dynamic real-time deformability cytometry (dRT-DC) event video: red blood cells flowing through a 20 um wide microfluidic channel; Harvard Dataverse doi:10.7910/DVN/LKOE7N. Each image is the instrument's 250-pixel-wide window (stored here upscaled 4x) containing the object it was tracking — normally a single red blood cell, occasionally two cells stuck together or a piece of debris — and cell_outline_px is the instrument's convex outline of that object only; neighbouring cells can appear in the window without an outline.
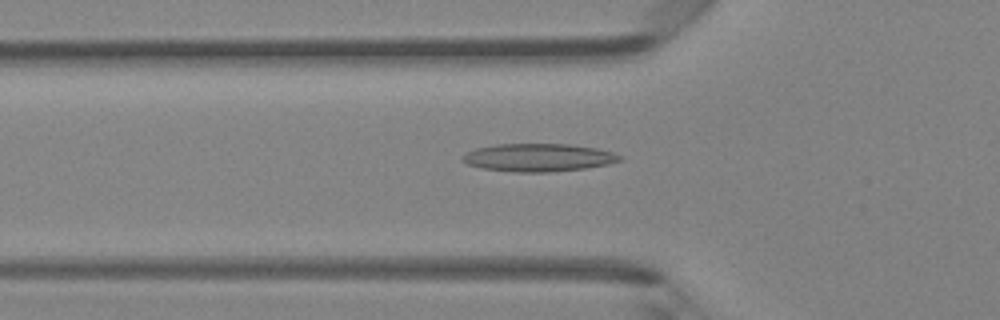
{"species": "Egyptian fruit bat (a non-hibernating species)", "species_latin": "Rousettus aegyptiacus", "temperature_condition": "room temperature", "stored_images_in_passage": 35, "camera_frame_rate_fps": 3000, "um_per_image_px": 0.085, "animal": {"sex": "female"}, "frame": {"image": 1, "passage_image": 9, "time_ms": 2.667, "image_size_px": [1000, 320], "cell_outline_px": [[624, 160], [608, 164], [584, 168], [548, 172], [516, 172], [480, 168], [468, 164], [460, 160], [460, 156], [476, 148], [496, 144], [568, 144], [596, 148], [612, 152], [624, 156]], "centroid_in_image_um": [45.76, 13.39], "position_along_channel_um": 80.0, "area_um2": 25.66}}
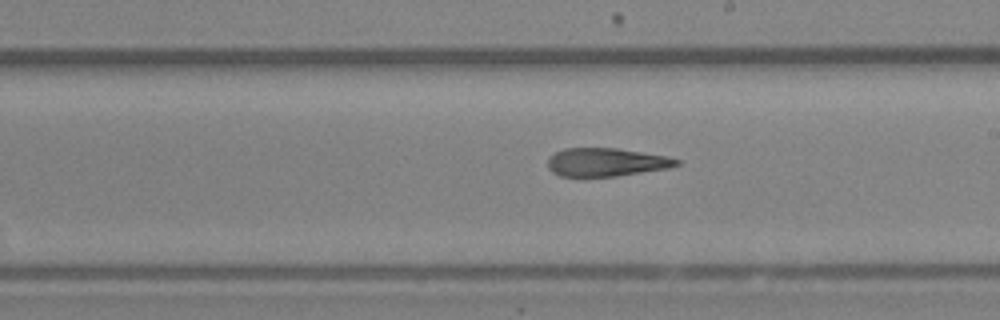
{"frame": {"image": 2, "passage_image": 20, "time_ms": 6.333, "image_size_px": [1000, 320], "cell_outline_px": [[680, 164], [668, 168], [616, 176], [560, 176], [552, 172], [548, 168], [548, 160], [556, 152], [564, 148], [616, 148], [668, 156], [680, 160]], "centroid_in_image_um": [51.54, 13.78], "position_along_channel_um": 237.5, "area_um2": 21.1}}
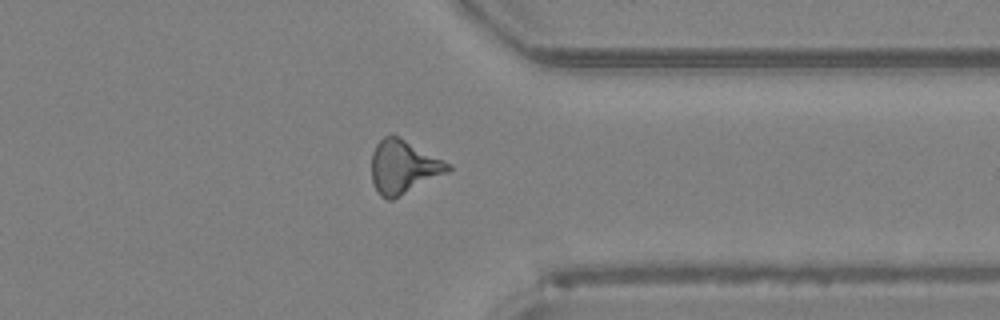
{"frame": {"image": 3, "passage_image": 30, "time_ms": 9.667, "image_size_px": [1000, 320], "cell_outline_px": [[452, 168], [448, 172], [392, 200], [388, 200], [380, 196], [372, 180], [372, 152], [376, 144], [384, 136], [400, 136], [452, 164]], "centroid_in_image_um": [34.3, 14.18], "position_along_channel_um": 377.1, "area_um2": 23.81}}